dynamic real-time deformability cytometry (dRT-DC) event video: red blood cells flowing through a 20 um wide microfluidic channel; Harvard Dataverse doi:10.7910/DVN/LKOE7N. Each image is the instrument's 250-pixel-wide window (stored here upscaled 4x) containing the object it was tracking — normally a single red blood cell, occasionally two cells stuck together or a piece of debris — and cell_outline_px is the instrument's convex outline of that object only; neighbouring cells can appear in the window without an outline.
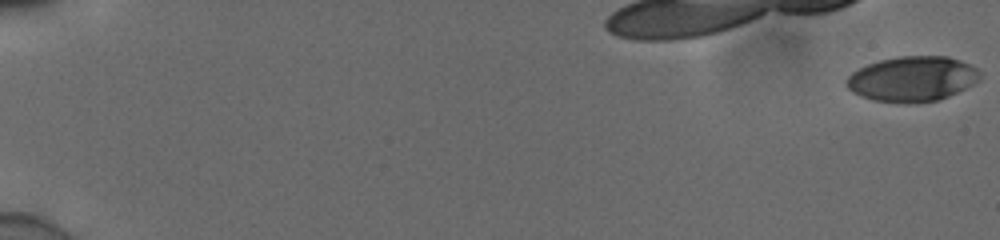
{"species": "human", "species_latin": "Homo sapiens", "temperature_condition": "cold", "stored_images_in_passage": 56, "camera_frame_rate_fps": 3000, "um_per_image_px": 0.085, "donor": {"sex": "male"}, "frame": {"image": 1, "passage_image": 1, "time_ms": 0.0, "image_size_px": [1000, 240], "cell_outline_px": [[980, 80], [948, 96], [936, 100], [908, 104], [904, 104], [872, 100], [860, 96], [852, 92], [844, 84], [844, 80], [852, 72], [868, 64], [880, 60], [900, 56], [948, 56], [960, 60], [976, 68], [980, 72]], "centroid_in_image_um": [77.5, 6.71], "position_along_channel_um": 7.5, "area_um2": 35.2}}
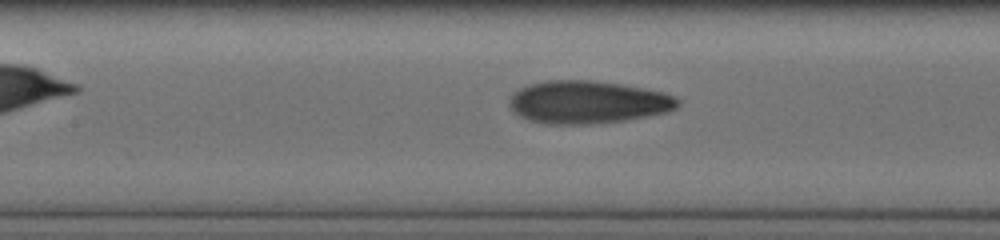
{"frame": {"image": 2, "passage_image": 29, "time_ms": 9.333, "image_size_px": [1000, 240], "cell_outline_px": [[680, 104], [676, 108], [668, 112], [648, 116], [624, 120], [588, 124], [544, 124], [528, 120], [512, 112], [508, 104], [508, 100], [512, 92], [528, 84], [548, 80], [588, 80], [620, 84], [664, 92], [680, 100]], "centroid_in_image_um": [49.9, 8.69], "position_along_channel_um": 157.5, "area_um2": 42.19}}
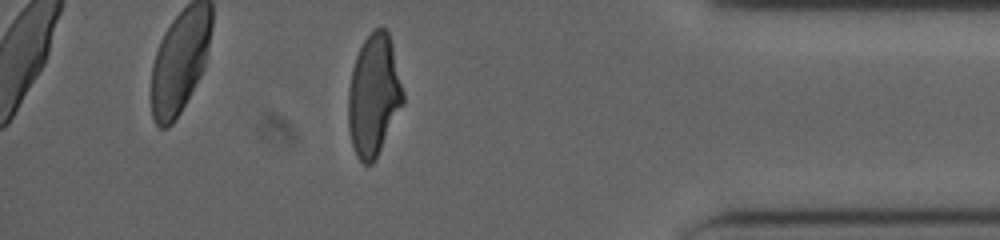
{"frame": {"image": 3, "passage_image": 50, "time_ms": 16.333, "image_size_px": [1000, 240], "cell_outline_px": [[404, 104], [372, 164], [364, 164], [356, 156], [352, 144], [348, 128], [348, 88], [352, 68], [356, 56], [364, 40], [376, 28], [384, 28], [388, 32], [392, 44], [404, 92]], "centroid_in_image_um": [31.77, 8.11], "position_along_channel_um": 403.4, "area_um2": 38.73}, "authors_computed_cell_mechanics": {"area_um2": 38.9861, "velocity_mm_per_s": 3.895, "shape_relaxation_time_tau1_ms": 4.7237, "shape_relaxation_time_tau2_ms": 1.4183, "deformation_change_tau1": 0.1979, "deformation_change_tau2": 0.0808}}